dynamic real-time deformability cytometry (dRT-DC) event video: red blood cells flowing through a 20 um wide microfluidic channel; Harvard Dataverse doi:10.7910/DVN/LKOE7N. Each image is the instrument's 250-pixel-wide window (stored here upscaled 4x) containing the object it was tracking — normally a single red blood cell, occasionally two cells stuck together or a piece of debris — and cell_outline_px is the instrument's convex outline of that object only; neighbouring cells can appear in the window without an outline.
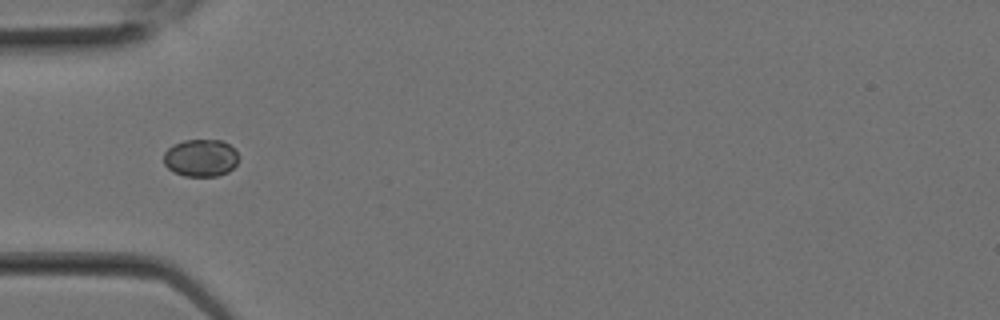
{"species": "Egyptian fruit bat (a non-hibernating species)", "species_latin": "Rousettus aegyptiacus", "temperature_condition": "room temperature", "stored_images_in_passage": 2, "camera_frame_rate_fps": 3000, "um_per_image_px": 0.085, "animal": {"sex": "female"}, "frame": {"image": 1, "passage_image": 1, "time_ms": 0.0, "image_size_px": [1000, 320], "cell_outline_px": [[240, 156], [236, 164], [228, 172], [216, 176], [184, 176], [172, 172], [164, 164], [164, 152], [172, 144], [184, 140], [220, 140], [228, 144]], "centroid_in_image_um": [17.04, 13.42], "position_along_channel_um": 68.0, "area_um2": 16.42}}